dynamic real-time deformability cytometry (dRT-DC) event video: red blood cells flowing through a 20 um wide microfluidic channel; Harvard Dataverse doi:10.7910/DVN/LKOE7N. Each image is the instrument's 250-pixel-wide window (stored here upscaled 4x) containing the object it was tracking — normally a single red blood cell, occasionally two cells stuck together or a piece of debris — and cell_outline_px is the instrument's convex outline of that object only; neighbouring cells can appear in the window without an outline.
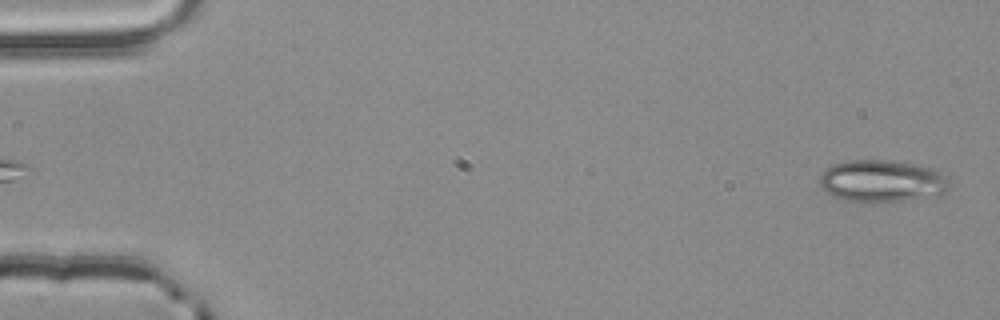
{"species": "common noctule bat (a hibernating species)", "species_latin": "Nyctalus noctula", "temperature_condition": "room temperature", "stored_images_in_passage": 3, "camera_frame_rate_fps": 3000, "um_per_image_px": 0.085, "animal": {"sex": "male", "body_mass_g": 20.4}, "frame": {"image": 1, "passage_image": 3, "time_ms": 0.667, "image_size_px": [1000, 320], "cell_outline_px": [[948, 188], [944, 192], [936, 196], [884, 204], [872, 204], [844, 200], [832, 196], [824, 192], [820, 188], [820, 176], [832, 164], [848, 160], [888, 160], [916, 164], [936, 168], [948, 176]], "centroid_in_image_um": [74.98, 15.42], "position_along_channel_um": 10.0, "area_um2": 32.89}}